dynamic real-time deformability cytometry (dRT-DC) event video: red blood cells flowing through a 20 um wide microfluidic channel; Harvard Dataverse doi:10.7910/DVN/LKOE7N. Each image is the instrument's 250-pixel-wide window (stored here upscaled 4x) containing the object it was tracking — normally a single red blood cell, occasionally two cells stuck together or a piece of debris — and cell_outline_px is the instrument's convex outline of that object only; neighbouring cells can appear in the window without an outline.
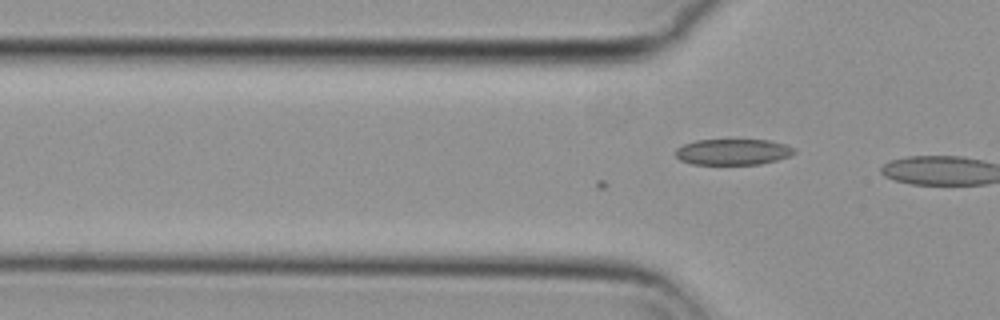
{"species": "common noctule bat (a hibernating species)", "species_latin": "Nyctalus noctula", "temperature_condition": "cold", "stored_images_in_passage": 2, "camera_frame_rate_fps": 3000, "um_per_image_px": 0.085, "animal": {"sex": "female", "body_mass_g": 29.2, "forearm_length_mm": 56.3}, "frame": {"image": 1, "passage_image": 2, "time_ms": 0.333, "image_size_px": [1000, 320], "cell_outline_px": [[796, 152], [792, 156], [760, 164], [692, 164], [680, 160], [676, 156], [676, 148], [684, 144], [696, 140], [768, 140], [784, 144], [796, 148]], "centroid_in_image_um": [62.32, 12.91], "position_along_channel_um": 63.5, "area_um2": 17.98}}